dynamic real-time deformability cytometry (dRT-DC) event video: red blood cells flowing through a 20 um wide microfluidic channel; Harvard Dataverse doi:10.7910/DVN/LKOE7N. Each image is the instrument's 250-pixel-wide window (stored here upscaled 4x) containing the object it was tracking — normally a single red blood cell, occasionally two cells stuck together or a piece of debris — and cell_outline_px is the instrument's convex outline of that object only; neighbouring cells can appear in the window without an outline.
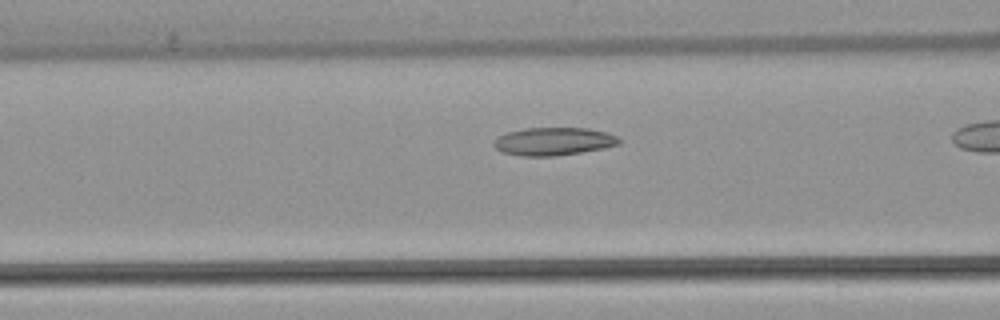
{"species": "common noctule bat (a hibernating species)", "species_latin": "Nyctalus noctula", "temperature_condition": "warm", "stored_images_in_passage": 28, "camera_frame_rate_fps": 3000, "um_per_image_px": 0.085, "animal": {"sex": "female", "body_mass_g": 22.7, "forearm_length_mm": 54.2}, "frame": {"image": 1, "passage_image": 16, "time_ms": 5.0, "image_size_px": [1000, 320], "cell_outline_px": [[620, 144], [604, 148], [556, 156], [520, 156], [500, 152], [492, 144], [500, 136], [508, 132], [524, 128], [588, 128], [604, 132], [616, 136], [620, 140]], "centroid_in_image_um": [47.03, 12.02], "position_along_channel_um": 119.6, "area_um2": 20.29}}